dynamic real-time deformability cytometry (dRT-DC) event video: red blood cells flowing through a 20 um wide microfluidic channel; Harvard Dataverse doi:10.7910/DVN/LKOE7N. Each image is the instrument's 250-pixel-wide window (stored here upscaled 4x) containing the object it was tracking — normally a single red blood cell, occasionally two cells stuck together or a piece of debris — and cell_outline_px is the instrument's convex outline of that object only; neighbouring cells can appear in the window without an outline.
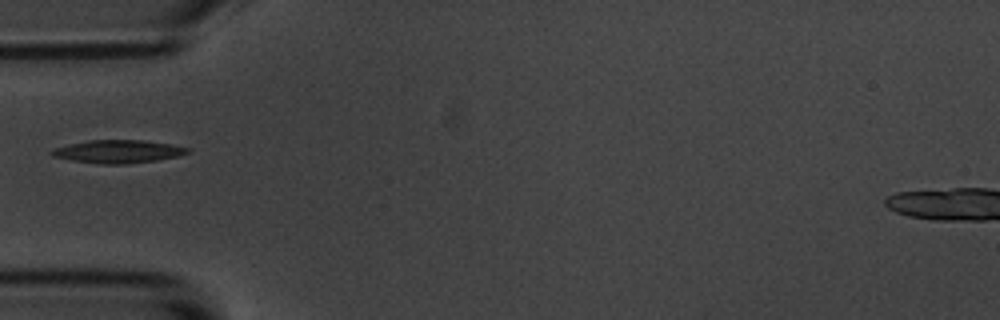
{"species": "common noctule bat (a hibernating species)", "species_latin": "Nyctalus noctula", "temperature_condition": "room temperature", "stored_images_in_passage": 7, "camera_frame_rate_fps": 3000, "um_per_image_px": 0.085, "animal": {"sex": "male", "body_mass_g": 20.1, "forearm_length_mm": 53.5}, "frame": {"image": 1, "passage_image": 2, "time_ms": 1.333, "image_size_px": [1000, 320], "cell_outline_px": [[192, 148], [188, 152], [176, 156], [156, 160], [128, 164], [100, 164], [72, 160], [52, 156], [52, 152], [56, 148], [88, 140], [140, 140], [172, 144]], "centroid_in_image_um": [10.09, 12.88], "position_along_channel_um": 74.9, "area_um2": 17.92}}
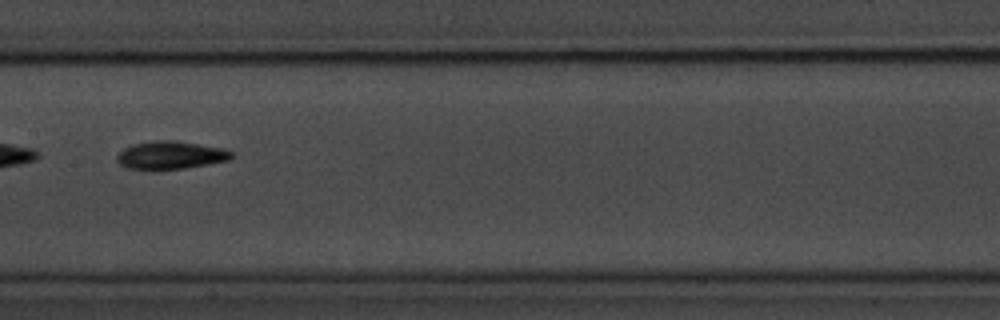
{"frame": {"image": 2, "passage_image": 5, "time_ms": 4.667, "image_size_px": [1000, 320], "cell_outline_px": [[232, 156], [228, 160], [208, 164], [184, 168], [152, 172], [128, 168], [120, 164], [116, 160], [116, 156], [124, 148], [132, 144], [156, 140], [176, 140], [220, 148], [232, 152]], "centroid_in_image_um": [14.41, 13.22], "position_along_channel_um": 193.0, "area_um2": 18.96}}
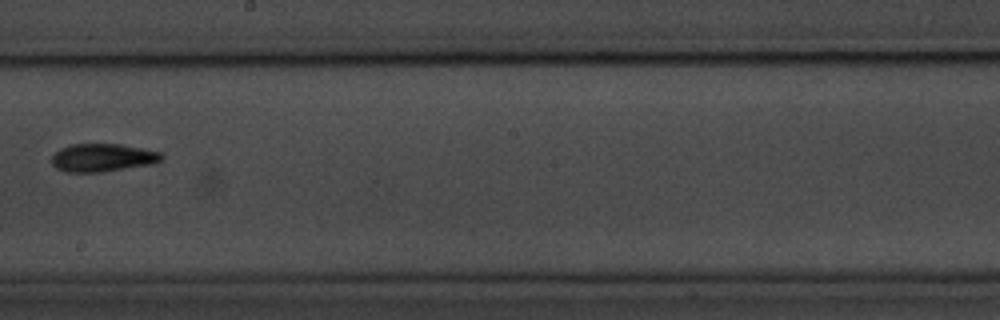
{"frame": {"image": 3, "passage_image": 6, "time_ms": 6.0, "image_size_px": [1000, 320], "cell_outline_px": [[164, 156], [160, 160], [152, 164], [100, 172], [64, 172], [56, 168], [52, 164], [52, 156], [60, 148], [72, 144], [120, 144], [160, 152]], "centroid_in_image_um": [8.69, 13.4], "position_along_channel_um": 239.5, "area_um2": 17.8}}